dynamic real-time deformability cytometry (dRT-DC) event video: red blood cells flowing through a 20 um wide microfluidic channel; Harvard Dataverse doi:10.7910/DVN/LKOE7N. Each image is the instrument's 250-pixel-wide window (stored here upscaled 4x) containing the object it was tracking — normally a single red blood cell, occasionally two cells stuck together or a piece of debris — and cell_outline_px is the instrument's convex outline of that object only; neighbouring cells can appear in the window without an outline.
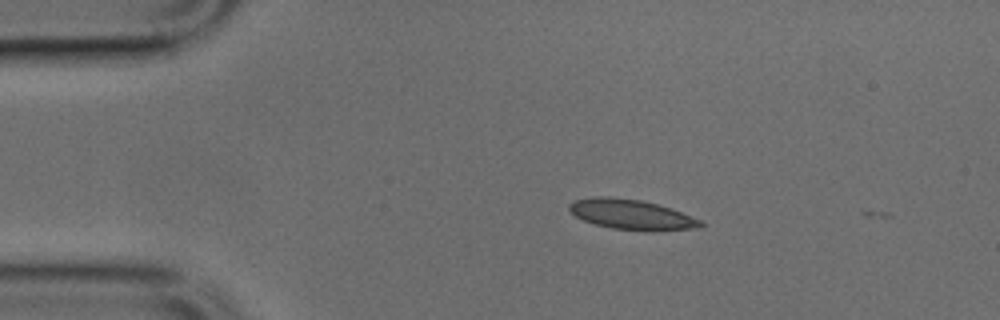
{"species": "common noctule bat (a hibernating species)", "species_latin": "Nyctalus noctula", "temperature_condition": "cold", "stored_images_in_passage": 3, "camera_frame_rate_fps": 3000, "um_per_image_px": 0.085, "animal": {"sex": "male", "body_mass_g": 17.9, "forearm_length_mm": 54.2}, "frame": {"image": 1, "passage_image": 1, "time_ms": 0.0, "image_size_px": [1000, 320], "cell_outline_px": [[704, 224], [692, 228], [652, 232], [612, 228], [596, 224], [584, 220], [576, 216], [568, 208], [568, 204], [572, 200], [596, 196], [608, 196], [640, 200], [672, 208], [704, 220]], "centroid_in_image_um": [53.69, 18.23], "position_along_channel_um": 31.3, "area_um2": 23.18}}